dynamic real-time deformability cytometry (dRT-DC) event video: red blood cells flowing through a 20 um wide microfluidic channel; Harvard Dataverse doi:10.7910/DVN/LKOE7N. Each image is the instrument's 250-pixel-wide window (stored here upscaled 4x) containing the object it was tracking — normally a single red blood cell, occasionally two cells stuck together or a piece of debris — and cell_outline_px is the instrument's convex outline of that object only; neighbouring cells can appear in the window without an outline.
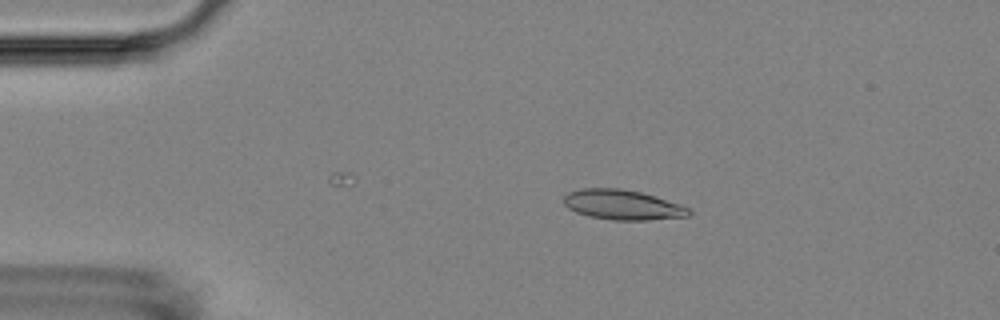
{"species": "Egyptian fruit bat (a non-hibernating species)", "species_latin": "Rousettus aegyptiacus", "temperature_condition": "room temperature", "stored_images_in_passage": 4, "camera_frame_rate_fps": 3000, "um_per_image_px": 0.085, "animal": {"sex": "female"}, "frame": {"image": 1, "passage_image": 3, "time_ms": 3.333, "image_size_px": [1000, 320], "cell_outline_px": [[692, 212], [688, 216], [648, 220], [612, 220], [588, 216], [576, 212], [568, 208], [564, 204], [564, 196], [568, 192], [580, 188], [620, 188], [640, 192], [656, 196], [680, 204], [688, 208]], "centroid_in_image_um": [52.9, 17.4], "position_along_channel_um": 32.1, "area_um2": 21.91}}